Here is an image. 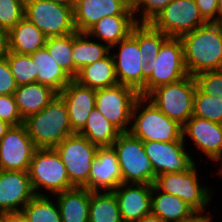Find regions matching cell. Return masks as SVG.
Returning a JSON list of instances; mask_svg holds the SVG:
<instances>
[{"mask_svg":"<svg viewBox=\"0 0 222 222\" xmlns=\"http://www.w3.org/2000/svg\"><path fill=\"white\" fill-rule=\"evenodd\" d=\"M180 39L185 67L190 76L204 71L222 70L221 22H207Z\"/></svg>","mask_w":222,"mask_h":222,"instance_id":"6da1fadb","label":"cell"},{"mask_svg":"<svg viewBox=\"0 0 222 222\" xmlns=\"http://www.w3.org/2000/svg\"><path fill=\"white\" fill-rule=\"evenodd\" d=\"M142 89L139 96L145 97L158 86L170 84L188 76L180 38L169 37L161 46L154 60L143 64Z\"/></svg>","mask_w":222,"mask_h":222,"instance_id":"7a4b0ae2","label":"cell"},{"mask_svg":"<svg viewBox=\"0 0 222 222\" xmlns=\"http://www.w3.org/2000/svg\"><path fill=\"white\" fill-rule=\"evenodd\" d=\"M23 124L37 148H55L74 134L66 104L59 94L42 111L26 118Z\"/></svg>","mask_w":222,"mask_h":222,"instance_id":"3957f363","label":"cell"},{"mask_svg":"<svg viewBox=\"0 0 222 222\" xmlns=\"http://www.w3.org/2000/svg\"><path fill=\"white\" fill-rule=\"evenodd\" d=\"M129 132L143 142L183 141V126L141 96L134 103Z\"/></svg>","mask_w":222,"mask_h":222,"instance_id":"277c9868","label":"cell"},{"mask_svg":"<svg viewBox=\"0 0 222 222\" xmlns=\"http://www.w3.org/2000/svg\"><path fill=\"white\" fill-rule=\"evenodd\" d=\"M28 173L36 195L53 196L74 187L55 148H37Z\"/></svg>","mask_w":222,"mask_h":222,"instance_id":"5b68a950","label":"cell"},{"mask_svg":"<svg viewBox=\"0 0 222 222\" xmlns=\"http://www.w3.org/2000/svg\"><path fill=\"white\" fill-rule=\"evenodd\" d=\"M197 84L194 76L156 87L145 98L168 118L184 125L193 116Z\"/></svg>","mask_w":222,"mask_h":222,"instance_id":"8992f818","label":"cell"},{"mask_svg":"<svg viewBox=\"0 0 222 222\" xmlns=\"http://www.w3.org/2000/svg\"><path fill=\"white\" fill-rule=\"evenodd\" d=\"M197 162L185 172L158 175L153 185L161 192L181 198L195 211L207 210L215 195L211 187H206V184L202 185L203 178L198 173L200 171L198 164L200 163L198 160Z\"/></svg>","mask_w":222,"mask_h":222,"instance_id":"52a82bcc","label":"cell"},{"mask_svg":"<svg viewBox=\"0 0 222 222\" xmlns=\"http://www.w3.org/2000/svg\"><path fill=\"white\" fill-rule=\"evenodd\" d=\"M118 156L122 183L153 185L157 175L146 155L143 141L122 132L112 145Z\"/></svg>","mask_w":222,"mask_h":222,"instance_id":"ba28073f","label":"cell"},{"mask_svg":"<svg viewBox=\"0 0 222 222\" xmlns=\"http://www.w3.org/2000/svg\"><path fill=\"white\" fill-rule=\"evenodd\" d=\"M98 148L79 133L67 136L55 147L66 167L70 183L74 187L88 189L92 161Z\"/></svg>","mask_w":222,"mask_h":222,"instance_id":"9c48e42d","label":"cell"},{"mask_svg":"<svg viewBox=\"0 0 222 222\" xmlns=\"http://www.w3.org/2000/svg\"><path fill=\"white\" fill-rule=\"evenodd\" d=\"M24 17L49 37L76 32L73 8L48 0H25Z\"/></svg>","mask_w":222,"mask_h":222,"instance_id":"30bf717a","label":"cell"},{"mask_svg":"<svg viewBox=\"0 0 222 222\" xmlns=\"http://www.w3.org/2000/svg\"><path fill=\"white\" fill-rule=\"evenodd\" d=\"M139 93L132 87L120 83L96 89V109L121 132H129L132 109Z\"/></svg>","mask_w":222,"mask_h":222,"instance_id":"8fae6325","label":"cell"},{"mask_svg":"<svg viewBox=\"0 0 222 222\" xmlns=\"http://www.w3.org/2000/svg\"><path fill=\"white\" fill-rule=\"evenodd\" d=\"M206 23L195 0H172L149 24L168 37L180 38Z\"/></svg>","mask_w":222,"mask_h":222,"instance_id":"7c38bea8","label":"cell"},{"mask_svg":"<svg viewBox=\"0 0 222 222\" xmlns=\"http://www.w3.org/2000/svg\"><path fill=\"white\" fill-rule=\"evenodd\" d=\"M110 53L114 60L118 83L132 87L139 92L142 89L143 62L137 42V24L124 40L110 47Z\"/></svg>","mask_w":222,"mask_h":222,"instance_id":"4fadbf2b","label":"cell"},{"mask_svg":"<svg viewBox=\"0 0 222 222\" xmlns=\"http://www.w3.org/2000/svg\"><path fill=\"white\" fill-rule=\"evenodd\" d=\"M36 150L24 124L11 126L0 140V170L28 172Z\"/></svg>","mask_w":222,"mask_h":222,"instance_id":"5bb4252c","label":"cell"},{"mask_svg":"<svg viewBox=\"0 0 222 222\" xmlns=\"http://www.w3.org/2000/svg\"><path fill=\"white\" fill-rule=\"evenodd\" d=\"M143 145L157 176L165 173L185 172L196 163L184 141H146L143 142Z\"/></svg>","mask_w":222,"mask_h":222,"instance_id":"9a60e30c","label":"cell"},{"mask_svg":"<svg viewBox=\"0 0 222 222\" xmlns=\"http://www.w3.org/2000/svg\"><path fill=\"white\" fill-rule=\"evenodd\" d=\"M183 141L194 144L205 159L216 163L222 157V124L197 116H192L183 125Z\"/></svg>","mask_w":222,"mask_h":222,"instance_id":"2e32d148","label":"cell"},{"mask_svg":"<svg viewBox=\"0 0 222 222\" xmlns=\"http://www.w3.org/2000/svg\"><path fill=\"white\" fill-rule=\"evenodd\" d=\"M35 195L28 172L0 170V216L21 212Z\"/></svg>","mask_w":222,"mask_h":222,"instance_id":"e0dca14e","label":"cell"},{"mask_svg":"<svg viewBox=\"0 0 222 222\" xmlns=\"http://www.w3.org/2000/svg\"><path fill=\"white\" fill-rule=\"evenodd\" d=\"M73 14L78 32H87L105 16L134 15L128 0H77Z\"/></svg>","mask_w":222,"mask_h":222,"instance_id":"ac0fdd59","label":"cell"},{"mask_svg":"<svg viewBox=\"0 0 222 222\" xmlns=\"http://www.w3.org/2000/svg\"><path fill=\"white\" fill-rule=\"evenodd\" d=\"M122 183L118 156L113 147H99L88 180L90 191H114Z\"/></svg>","mask_w":222,"mask_h":222,"instance_id":"d6986e66","label":"cell"},{"mask_svg":"<svg viewBox=\"0 0 222 222\" xmlns=\"http://www.w3.org/2000/svg\"><path fill=\"white\" fill-rule=\"evenodd\" d=\"M152 187L149 184L121 183L113 191L123 222H135L151 213Z\"/></svg>","mask_w":222,"mask_h":222,"instance_id":"ffe728a7","label":"cell"},{"mask_svg":"<svg viewBox=\"0 0 222 222\" xmlns=\"http://www.w3.org/2000/svg\"><path fill=\"white\" fill-rule=\"evenodd\" d=\"M59 95L66 104L72 131L79 133L90 112L96 107V89L79 85L72 79Z\"/></svg>","mask_w":222,"mask_h":222,"instance_id":"44dd1931","label":"cell"},{"mask_svg":"<svg viewBox=\"0 0 222 222\" xmlns=\"http://www.w3.org/2000/svg\"><path fill=\"white\" fill-rule=\"evenodd\" d=\"M57 95L55 90L40 83L18 86L13 93L23 120L42 111Z\"/></svg>","mask_w":222,"mask_h":222,"instance_id":"7402d4cb","label":"cell"},{"mask_svg":"<svg viewBox=\"0 0 222 222\" xmlns=\"http://www.w3.org/2000/svg\"><path fill=\"white\" fill-rule=\"evenodd\" d=\"M136 24L134 15L105 16L98 20L87 33L95 40L112 47L124 40Z\"/></svg>","mask_w":222,"mask_h":222,"instance_id":"603a6c76","label":"cell"},{"mask_svg":"<svg viewBox=\"0 0 222 222\" xmlns=\"http://www.w3.org/2000/svg\"><path fill=\"white\" fill-rule=\"evenodd\" d=\"M53 196L58 203L62 222H88L90 190L73 187Z\"/></svg>","mask_w":222,"mask_h":222,"instance_id":"cb8c5ba5","label":"cell"},{"mask_svg":"<svg viewBox=\"0 0 222 222\" xmlns=\"http://www.w3.org/2000/svg\"><path fill=\"white\" fill-rule=\"evenodd\" d=\"M109 53L110 47L107 44L95 40L87 32H73L72 58L74 78L81 68L106 57Z\"/></svg>","mask_w":222,"mask_h":222,"instance_id":"d4e9b609","label":"cell"},{"mask_svg":"<svg viewBox=\"0 0 222 222\" xmlns=\"http://www.w3.org/2000/svg\"><path fill=\"white\" fill-rule=\"evenodd\" d=\"M9 51L32 54L45 46L47 37L26 17L8 31Z\"/></svg>","mask_w":222,"mask_h":222,"instance_id":"484cf974","label":"cell"},{"mask_svg":"<svg viewBox=\"0 0 222 222\" xmlns=\"http://www.w3.org/2000/svg\"><path fill=\"white\" fill-rule=\"evenodd\" d=\"M36 69V83L48 86L58 94L72 78L49 55L45 47L30 54Z\"/></svg>","mask_w":222,"mask_h":222,"instance_id":"4316f807","label":"cell"},{"mask_svg":"<svg viewBox=\"0 0 222 222\" xmlns=\"http://www.w3.org/2000/svg\"><path fill=\"white\" fill-rule=\"evenodd\" d=\"M73 80L79 85L93 89L106 88L118 84L111 53L81 68Z\"/></svg>","mask_w":222,"mask_h":222,"instance_id":"83f0119b","label":"cell"},{"mask_svg":"<svg viewBox=\"0 0 222 222\" xmlns=\"http://www.w3.org/2000/svg\"><path fill=\"white\" fill-rule=\"evenodd\" d=\"M151 197V213L159 216L164 222H176L195 211L181 198L161 192L154 185Z\"/></svg>","mask_w":222,"mask_h":222,"instance_id":"f1b7e54d","label":"cell"},{"mask_svg":"<svg viewBox=\"0 0 222 222\" xmlns=\"http://www.w3.org/2000/svg\"><path fill=\"white\" fill-rule=\"evenodd\" d=\"M121 133L96 108L90 112L84 128L79 132L98 147H111Z\"/></svg>","mask_w":222,"mask_h":222,"instance_id":"f546056e","label":"cell"},{"mask_svg":"<svg viewBox=\"0 0 222 222\" xmlns=\"http://www.w3.org/2000/svg\"><path fill=\"white\" fill-rule=\"evenodd\" d=\"M88 222H123L113 191H90Z\"/></svg>","mask_w":222,"mask_h":222,"instance_id":"4dcf8cb0","label":"cell"},{"mask_svg":"<svg viewBox=\"0 0 222 222\" xmlns=\"http://www.w3.org/2000/svg\"><path fill=\"white\" fill-rule=\"evenodd\" d=\"M29 222H62L54 196L35 195L22 209Z\"/></svg>","mask_w":222,"mask_h":222,"instance_id":"1f68e13d","label":"cell"},{"mask_svg":"<svg viewBox=\"0 0 222 222\" xmlns=\"http://www.w3.org/2000/svg\"><path fill=\"white\" fill-rule=\"evenodd\" d=\"M169 37L161 31L153 28L149 23H137V42L140 49V57L143 64L154 60L158 55L162 44Z\"/></svg>","mask_w":222,"mask_h":222,"instance_id":"d6a6232c","label":"cell"},{"mask_svg":"<svg viewBox=\"0 0 222 222\" xmlns=\"http://www.w3.org/2000/svg\"><path fill=\"white\" fill-rule=\"evenodd\" d=\"M55 62L74 79L72 58V33L64 36L49 37L44 46Z\"/></svg>","mask_w":222,"mask_h":222,"instance_id":"836d02e7","label":"cell"},{"mask_svg":"<svg viewBox=\"0 0 222 222\" xmlns=\"http://www.w3.org/2000/svg\"><path fill=\"white\" fill-rule=\"evenodd\" d=\"M18 86L36 83V69L29 54L9 51L5 57Z\"/></svg>","mask_w":222,"mask_h":222,"instance_id":"e575fe53","label":"cell"},{"mask_svg":"<svg viewBox=\"0 0 222 222\" xmlns=\"http://www.w3.org/2000/svg\"><path fill=\"white\" fill-rule=\"evenodd\" d=\"M193 116L222 124V99L213 98L197 87L194 95Z\"/></svg>","mask_w":222,"mask_h":222,"instance_id":"d590c367","label":"cell"},{"mask_svg":"<svg viewBox=\"0 0 222 222\" xmlns=\"http://www.w3.org/2000/svg\"><path fill=\"white\" fill-rule=\"evenodd\" d=\"M171 1L172 0H135L132 3V10L136 22L150 23Z\"/></svg>","mask_w":222,"mask_h":222,"instance_id":"8d00e7d4","label":"cell"},{"mask_svg":"<svg viewBox=\"0 0 222 222\" xmlns=\"http://www.w3.org/2000/svg\"><path fill=\"white\" fill-rule=\"evenodd\" d=\"M25 0H0V27L8 31L23 17Z\"/></svg>","mask_w":222,"mask_h":222,"instance_id":"74e56055","label":"cell"},{"mask_svg":"<svg viewBox=\"0 0 222 222\" xmlns=\"http://www.w3.org/2000/svg\"><path fill=\"white\" fill-rule=\"evenodd\" d=\"M197 87L205 94L222 99V70L204 71L194 76Z\"/></svg>","mask_w":222,"mask_h":222,"instance_id":"f35d334b","label":"cell"},{"mask_svg":"<svg viewBox=\"0 0 222 222\" xmlns=\"http://www.w3.org/2000/svg\"><path fill=\"white\" fill-rule=\"evenodd\" d=\"M0 120L7 122L11 126H17L24 123L13 94L0 95Z\"/></svg>","mask_w":222,"mask_h":222,"instance_id":"ab89813d","label":"cell"},{"mask_svg":"<svg viewBox=\"0 0 222 222\" xmlns=\"http://www.w3.org/2000/svg\"><path fill=\"white\" fill-rule=\"evenodd\" d=\"M18 85L6 58L0 60V95H12Z\"/></svg>","mask_w":222,"mask_h":222,"instance_id":"60d3db41","label":"cell"},{"mask_svg":"<svg viewBox=\"0 0 222 222\" xmlns=\"http://www.w3.org/2000/svg\"><path fill=\"white\" fill-rule=\"evenodd\" d=\"M218 0H195L202 18L206 22H218Z\"/></svg>","mask_w":222,"mask_h":222,"instance_id":"b9f144b4","label":"cell"},{"mask_svg":"<svg viewBox=\"0 0 222 222\" xmlns=\"http://www.w3.org/2000/svg\"><path fill=\"white\" fill-rule=\"evenodd\" d=\"M206 212L207 210L194 211L189 216L182 218L176 222H213L214 216L212 214H208L210 211H208L207 213Z\"/></svg>","mask_w":222,"mask_h":222,"instance_id":"7bdbcfd3","label":"cell"},{"mask_svg":"<svg viewBox=\"0 0 222 222\" xmlns=\"http://www.w3.org/2000/svg\"><path fill=\"white\" fill-rule=\"evenodd\" d=\"M9 53L8 30L0 27V60L4 59Z\"/></svg>","mask_w":222,"mask_h":222,"instance_id":"ee69618b","label":"cell"},{"mask_svg":"<svg viewBox=\"0 0 222 222\" xmlns=\"http://www.w3.org/2000/svg\"><path fill=\"white\" fill-rule=\"evenodd\" d=\"M5 222H29L25 214L21 212H8L1 215Z\"/></svg>","mask_w":222,"mask_h":222,"instance_id":"f6af8a7d","label":"cell"},{"mask_svg":"<svg viewBox=\"0 0 222 222\" xmlns=\"http://www.w3.org/2000/svg\"><path fill=\"white\" fill-rule=\"evenodd\" d=\"M135 222H164L159 216L149 213L141 217L138 221Z\"/></svg>","mask_w":222,"mask_h":222,"instance_id":"bcb514c9","label":"cell"},{"mask_svg":"<svg viewBox=\"0 0 222 222\" xmlns=\"http://www.w3.org/2000/svg\"><path fill=\"white\" fill-rule=\"evenodd\" d=\"M48 1H51L53 3L62 4V5H67L73 9L77 3V0H48Z\"/></svg>","mask_w":222,"mask_h":222,"instance_id":"7dc6e473","label":"cell"},{"mask_svg":"<svg viewBox=\"0 0 222 222\" xmlns=\"http://www.w3.org/2000/svg\"><path fill=\"white\" fill-rule=\"evenodd\" d=\"M11 127L7 122L0 120V140L6 134L7 130Z\"/></svg>","mask_w":222,"mask_h":222,"instance_id":"c3c4849f","label":"cell"},{"mask_svg":"<svg viewBox=\"0 0 222 222\" xmlns=\"http://www.w3.org/2000/svg\"><path fill=\"white\" fill-rule=\"evenodd\" d=\"M217 6H218V22H221L222 21V0H218Z\"/></svg>","mask_w":222,"mask_h":222,"instance_id":"681fc988","label":"cell"},{"mask_svg":"<svg viewBox=\"0 0 222 222\" xmlns=\"http://www.w3.org/2000/svg\"><path fill=\"white\" fill-rule=\"evenodd\" d=\"M218 163H215L217 165H219V168H218V173H217V177L220 179V177L222 176V157L217 161ZM222 179V177H221Z\"/></svg>","mask_w":222,"mask_h":222,"instance_id":"f907efd6","label":"cell"},{"mask_svg":"<svg viewBox=\"0 0 222 222\" xmlns=\"http://www.w3.org/2000/svg\"><path fill=\"white\" fill-rule=\"evenodd\" d=\"M0 222H5V220L2 216H0Z\"/></svg>","mask_w":222,"mask_h":222,"instance_id":"816d5d0a","label":"cell"},{"mask_svg":"<svg viewBox=\"0 0 222 222\" xmlns=\"http://www.w3.org/2000/svg\"><path fill=\"white\" fill-rule=\"evenodd\" d=\"M131 4L135 1V0H128Z\"/></svg>","mask_w":222,"mask_h":222,"instance_id":"f5cc1de1","label":"cell"}]
</instances>
